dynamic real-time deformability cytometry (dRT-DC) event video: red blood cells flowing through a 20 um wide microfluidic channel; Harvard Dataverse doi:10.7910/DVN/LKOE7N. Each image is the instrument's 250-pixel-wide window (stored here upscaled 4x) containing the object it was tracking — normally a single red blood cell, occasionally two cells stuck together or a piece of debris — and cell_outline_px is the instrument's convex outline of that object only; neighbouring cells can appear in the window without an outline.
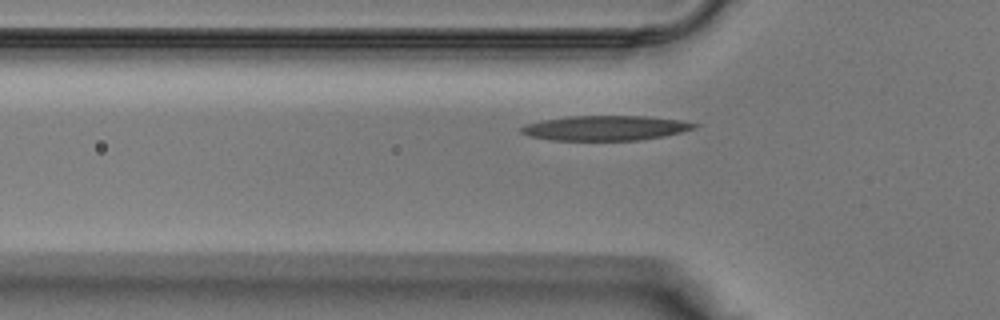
{"species": "Egyptian fruit bat (a non-hibernating species)", "species_latin": "Rousettus aegyptiacus", "temperature_condition": "warm", "stored_images_in_passage": 27, "camera_frame_rate_fps": 3000, "um_per_image_px": 0.085, "animal": {"sex": "male"}, "frame": {"image": 1, "passage_image": 2, "time_ms": 0.333, "image_size_px": [1000, 320], "cell_outline_px": [[700, 124], [696, 128], [664, 136], [640, 140], [552, 140], [528, 136], [520, 132], [520, 128], [524, 124], [540, 120], [568, 116], [644, 116], [680, 120]], "centroid_in_image_um": [51.42, 10.88], "position_along_channel_um": 74.4, "area_um2": 25.14}}
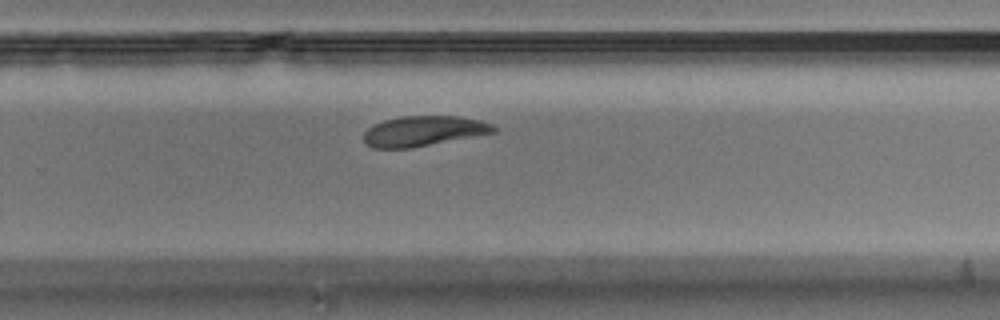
{"frame": {"image": 2, "passage_image": 15, "time_ms": 4.667, "image_size_px": [1000, 320], "cell_outline_px": [[496, 132], [412, 148], [372, 148], [364, 140], [364, 132], [368, 128], [384, 120], [400, 116], [456, 116], [480, 120], [492, 124], [496, 128]], "centroid_in_image_um": [36.0, 11.14], "position_along_channel_um": 293.8, "area_um2": 22.72}}
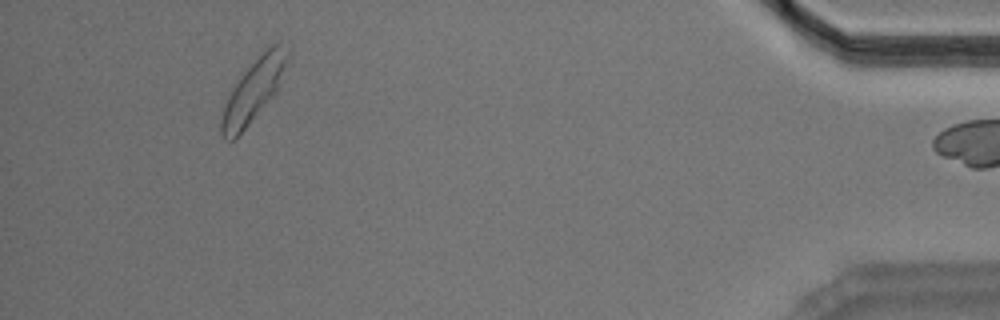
{"frame": {"image": 3, "passage_image": 26, "time_ms": 8.333, "image_size_px": [1000, 320], "cell_outline_px": [[292, 56], [276, 92], [248, 124], [232, 140], [224, 140], [220, 136], [220, 120], [224, 108], [232, 88], [244, 72], [272, 44], [280, 40], [292, 48]], "centroid_in_image_um": [21.64, 7.6], "position_along_channel_um": 413.6, "area_um2": 23.87}}